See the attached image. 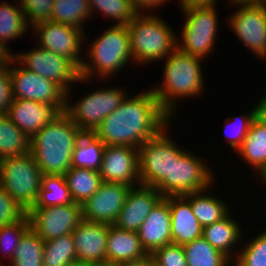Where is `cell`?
I'll return each instance as SVG.
<instances>
[{
	"label": "cell",
	"mask_w": 266,
	"mask_h": 266,
	"mask_svg": "<svg viewBox=\"0 0 266 266\" xmlns=\"http://www.w3.org/2000/svg\"><path fill=\"white\" fill-rule=\"evenodd\" d=\"M143 249L150 255L154 250L172 243L169 196L163 197L148 214L138 231Z\"/></svg>",
	"instance_id": "44dd1931"
},
{
	"label": "cell",
	"mask_w": 266,
	"mask_h": 266,
	"mask_svg": "<svg viewBox=\"0 0 266 266\" xmlns=\"http://www.w3.org/2000/svg\"><path fill=\"white\" fill-rule=\"evenodd\" d=\"M172 243L184 245L202 237L203 228L183 196H169Z\"/></svg>",
	"instance_id": "7402d4cb"
},
{
	"label": "cell",
	"mask_w": 266,
	"mask_h": 266,
	"mask_svg": "<svg viewBox=\"0 0 266 266\" xmlns=\"http://www.w3.org/2000/svg\"><path fill=\"white\" fill-rule=\"evenodd\" d=\"M61 113L54 105L27 99H12L7 111L12 122L31 138Z\"/></svg>",
	"instance_id": "ffe728a7"
},
{
	"label": "cell",
	"mask_w": 266,
	"mask_h": 266,
	"mask_svg": "<svg viewBox=\"0 0 266 266\" xmlns=\"http://www.w3.org/2000/svg\"><path fill=\"white\" fill-rule=\"evenodd\" d=\"M99 174L102 182L122 183L131 187L140 185L138 149L124 145H106Z\"/></svg>",
	"instance_id": "2e32d148"
},
{
	"label": "cell",
	"mask_w": 266,
	"mask_h": 266,
	"mask_svg": "<svg viewBox=\"0 0 266 266\" xmlns=\"http://www.w3.org/2000/svg\"><path fill=\"white\" fill-rule=\"evenodd\" d=\"M158 17L137 14L127 25L134 63L157 62L168 57L177 48L178 37H175L168 23Z\"/></svg>",
	"instance_id": "5b68a950"
},
{
	"label": "cell",
	"mask_w": 266,
	"mask_h": 266,
	"mask_svg": "<svg viewBox=\"0 0 266 266\" xmlns=\"http://www.w3.org/2000/svg\"><path fill=\"white\" fill-rule=\"evenodd\" d=\"M207 190L205 189L183 196L191 204L193 214L196 216L202 228L221 220L230 211L224 201L211 194L209 195Z\"/></svg>",
	"instance_id": "4316f807"
},
{
	"label": "cell",
	"mask_w": 266,
	"mask_h": 266,
	"mask_svg": "<svg viewBox=\"0 0 266 266\" xmlns=\"http://www.w3.org/2000/svg\"><path fill=\"white\" fill-rule=\"evenodd\" d=\"M171 118L162 110L152 90L125 97L106 116L93 134L104 145H124L139 149L146 140L168 127Z\"/></svg>",
	"instance_id": "6da1fadb"
},
{
	"label": "cell",
	"mask_w": 266,
	"mask_h": 266,
	"mask_svg": "<svg viewBox=\"0 0 266 266\" xmlns=\"http://www.w3.org/2000/svg\"><path fill=\"white\" fill-rule=\"evenodd\" d=\"M239 6L228 22L238 39L258 57L266 59V3L234 0Z\"/></svg>",
	"instance_id": "8fae6325"
},
{
	"label": "cell",
	"mask_w": 266,
	"mask_h": 266,
	"mask_svg": "<svg viewBox=\"0 0 266 266\" xmlns=\"http://www.w3.org/2000/svg\"><path fill=\"white\" fill-rule=\"evenodd\" d=\"M166 131L164 127L138 149L141 185L157 188L163 197L172 196L173 158H178L185 151L177 147Z\"/></svg>",
	"instance_id": "277c9868"
},
{
	"label": "cell",
	"mask_w": 266,
	"mask_h": 266,
	"mask_svg": "<svg viewBox=\"0 0 266 266\" xmlns=\"http://www.w3.org/2000/svg\"><path fill=\"white\" fill-rule=\"evenodd\" d=\"M30 228L31 225L28 215L14 223L0 227V249L4 252L1 254L3 255V258L4 256L7 258L9 256L10 261L12 260L15 254V249L17 248L23 235Z\"/></svg>",
	"instance_id": "8d00e7d4"
},
{
	"label": "cell",
	"mask_w": 266,
	"mask_h": 266,
	"mask_svg": "<svg viewBox=\"0 0 266 266\" xmlns=\"http://www.w3.org/2000/svg\"><path fill=\"white\" fill-rule=\"evenodd\" d=\"M44 247L45 242L30 228L15 249L11 266H43Z\"/></svg>",
	"instance_id": "836d02e7"
},
{
	"label": "cell",
	"mask_w": 266,
	"mask_h": 266,
	"mask_svg": "<svg viewBox=\"0 0 266 266\" xmlns=\"http://www.w3.org/2000/svg\"><path fill=\"white\" fill-rule=\"evenodd\" d=\"M71 198L82 204L89 199L102 183L99 171L71 167L64 174Z\"/></svg>",
	"instance_id": "83f0119b"
},
{
	"label": "cell",
	"mask_w": 266,
	"mask_h": 266,
	"mask_svg": "<svg viewBox=\"0 0 266 266\" xmlns=\"http://www.w3.org/2000/svg\"><path fill=\"white\" fill-rule=\"evenodd\" d=\"M122 88L95 90L70 106L66 98L65 113L84 133H93L125 98Z\"/></svg>",
	"instance_id": "30bf717a"
},
{
	"label": "cell",
	"mask_w": 266,
	"mask_h": 266,
	"mask_svg": "<svg viewBox=\"0 0 266 266\" xmlns=\"http://www.w3.org/2000/svg\"><path fill=\"white\" fill-rule=\"evenodd\" d=\"M12 102L9 64L0 67V114H7Z\"/></svg>",
	"instance_id": "7bdbcfd3"
},
{
	"label": "cell",
	"mask_w": 266,
	"mask_h": 266,
	"mask_svg": "<svg viewBox=\"0 0 266 266\" xmlns=\"http://www.w3.org/2000/svg\"><path fill=\"white\" fill-rule=\"evenodd\" d=\"M253 2H261V3H266V0H253Z\"/></svg>",
	"instance_id": "f907efd6"
},
{
	"label": "cell",
	"mask_w": 266,
	"mask_h": 266,
	"mask_svg": "<svg viewBox=\"0 0 266 266\" xmlns=\"http://www.w3.org/2000/svg\"><path fill=\"white\" fill-rule=\"evenodd\" d=\"M42 176L31 153L0 160V187L26 212L37 202Z\"/></svg>",
	"instance_id": "52a82bcc"
},
{
	"label": "cell",
	"mask_w": 266,
	"mask_h": 266,
	"mask_svg": "<svg viewBox=\"0 0 266 266\" xmlns=\"http://www.w3.org/2000/svg\"><path fill=\"white\" fill-rule=\"evenodd\" d=\"M89 47L87 57L90 58L92 64L84 61L80 69V77L85 82L93 75L94 77L100 76L102 79L111 77L113 73L123 69L122 67L127 65L128 61H133L130 34L128 27L124 25L115 24L110 27Z\"/></svg>",
	"instance_id": "8992f818"
},
{
	"label": "cell",
	"mask_w": 266,
	"mask_h": 266,
	"mask_svg": "<svg viewBox=\"0 0 266 266\" xmlns=\"http://www.w3.org/2000/svg\"><path fill=\"white\" fill-rule=\"evenodd\" d=\"M105 145L93 133H83L76 142L71 167L99 171Z\"/></svg>",
	"instance_id": "f1b7e54d"
},
{
	"label": "cell",
	"mask_w": 266,
	"mask_h": 266,
	"mask_svg": "<svg viewBox=\"0 0 266 266\" xmlns=\"http://www.w3.org/2000/svg\"><path fill=\"white\" fill-rule=\"evenodd\" d=\"M39 35L38 46L69 59L79 70L85 59L81 56L85 31L59 22H42L32 27ZM82 60V61H81Z\"/></svg>",
	"instance_id": "5bb4252c"
},
{
	"label": "cell",
	"mask_w": 266,
	"mask_h": 266,
	"mask_svg": "<svg viewBox=\"0 0 266 266\" xmlns=\"http://www.w3.org/2000/svg\"><path fill=\"white\" fill-rule=\"evenodd\" d=\"M262 99V110L266 113V95Z\"/></svg>",
	"instance_id": "c3c4849f"
},
{
	"label": "cell",
	"mask_w": 266,
	"mask_h": 266,
	"mask_svg": "<svg viewBox=\"0 0 266 266\" xmlns=\"http://www.w3.org/2000/svg\"><path fill=\"white\" fill-rule=\"evenodd\" d=\"M67 266H90V265L85 264V263H81V262H79V261H75V262H73V263H70V264L67 265Z\"/></svg>",
	"instance_id": "7dc6e473"
},
{
	"label": "cell",
	"mask_w": 266,
	"mask_h": 266,
	"mask_svg": "<svg viewBox=\"0 0 266 266\" xmlns=\"http://www.w3.org/2000/svg\"><path fill=\"white\" fill-rule=\"evenodd\" d=\"M91 16L88 0H54L51 21L84 29L86 19Z\"/></svg>",
	"instance_id": "1f68e13d"
},
{
	"label": "cell",
	"mask_w": 266,
	"mask_h": 266,
	"mask_svg": "<svg viewBox=\"0 0 266 266\" xmlns=\"http://www.w3.org/2000/svg\"><path fill=\"white\" fill-rule=\"evenodd\" d=\"M167 1L169 0H132V4L137 14H142L146 11L145 9L153 10L156 6L163 5Z\"/></svg>",
	"instance_id": "ee69618b"
},
{
	"label": "cell",
	"mask_w": 266,
	"mask_h": 266,
	"mask_svg": "<svg viewBox=\"0 0 266 266\" xmlns=\"http://www.w3.org/2000/svg\"><path fill=\"white\" fill-rule=\"evenodd\" d=\"M164 65L163 84L151 88L162 110L170 117L178 98L199 96L204 90V78L201 70L202 58L184 53L176 48ZM176 99V101L174 100ZM175 102V103H174Z\"/></svg>",
	"instance_id": "3957f363"
},
{
	"label": "cell",
	"mask_w": 266,
	"mask_h": 266,
	"mask_svg": "<svg viewBox=\"0 0 266 266\" xmlns=\"http://www.w3.org/2000/svg\"><path fill=\"white\" fill-rule=\"evenodd\" d=\"M216 7L182 8L185 15L182 42L177 39V48L187 54L199 58L213 51L217 35L218 16Z\"/></svg>",
	"instance_id": "ba28073f"
},
{
	"label": "cell",
	"mask_w": 266,
	"mask_h": 266,
	"mask_svg": "<svg viewBox=\"0 0 266 266\" xmlns=\"http://www.w3.org/2000/svg\"><path fill=\"white\" fill-rule=\"evenodd\" d=\"M187 266H229L230 258L203 237L183 245Z\"/></svg>",
	"instance_id": "f546056e"
},
{
	"label": "cell",
	"mask_w": 266,
	"mask_h": 266,
	"mask_svg": "<svg viewBox=\"0 0 266 266\" xmlns=\"http://www.w3.org/2000/svg\"><path fill=\"white\" fill-rule=\"evenodd\" d=\"M64 175H43L41 188L34 207H50L72 204Z\"/></svg>",
	"instance_id": "d6a6232c"
},
{
	"label": "cell",
	"mask_w": 266,
	"mask_h": 266,
	"mask_svg": "<svg viewBox=\"0 0 266 266\" xmlns=\"http://www.w3.org/2000/svg\"><path fill=\"white\" fill-rule=\"evenodd\" d=\"M199 158L189 151L173 158L172 196H184L212 187L214 174L210 172L204 160Z\"/></svg>",
	"instance_id": "e0dca14e"
},
{
	"label": "cell",
	"mask_w": 266,
	"mask_h": 266,
	"mask_svg": "<svg viewBox=\"0 0 266 266\" xmlns=\"http://www.w3.org/2000/svg\"><path fill=\"white\" fill-rule=\"evenodd\" d=\"M110 225L82 221L72 232L77 261L90 266L106 263V245Z\"/></svg>",
	"instance_id": "d6986e66"
},
{
	"label": "cell",
	"mask_w": 266,
	"mask_h": 266,
	"mask_svg": "<svg viewBox=\"0 0 266 266\" xmlns=\"http://www.w3.org/2000/svg\"><path fill=\"white\" fill-rule=\"evenodd\" d=\"M11 65V66H10ZM12 99H27L66 109V92L56 83L24 67L9 63Z\"/></svg>",
	"instance_id": "7c38bea8"
},
{
	"label": "cell",
	"mask_w": 266,
	"mask_h": 266,
	"mask_svg": "<svg viewBox=\"0 0 266 266\" xmlns=\"http://www.w3.org/2000/svg\"><path fill=\"white\" fill-rule=\"evenodd\" d=\"M259 101H258L257 106L254 107V109L251 112H249L247 114L235 116V117L230 116V117H227L225 119L224 122H225L226 125L224 127L226 129L229 127L228 124H229V119L230 118H231L230 124L232 123L231 125H235V126H233V128L230 127L234 131L232 129H230V128H228V130H226V132H228L229 129H230V131H229V132H231L230 135H228L225 132V139H227L226 141L229 142L231 148L237 150L243 144L244 139H245V137H246V135H247V133L249 131V128H250V125H251L252 121L262 111V99L260 98ZM241 116H242V118H241ZM238 117L241 119L240 121L237 120ZM236 120L239 121V122H237ZM227 125H228V127H227Z\"/></svg>",
	"instance_id": "74e56055"
},
{
	"label": "cell",
	"mask_w": 266,
	"mask_h": 266,
	"mask_svg": "<svg viewBox=\"0 0 266 266\" xmlns=\"http://www.w3.org/2000/svg\"><path fill=\"white\" fill-rule=\"evenodd\" d=\"M0 3V43L9 50L8 42L23 36L22 34L30 26L24 17V11L19 2L17 5L9 4L10 2Z\"/></svg>",
	"instance_id": "4dcf8cb0"
},
{
	"label": "cell",
	"mask_w": 266,
	"mask_h": 266,
	"mask_svg": "<svg viewBox=\"0 0 266 266\" xmlns=\"http://www.w3.org/2000/svg\"><path fill=\"white\" fill-rule=\"evenodd\" d=\"M18 2L29 26L33 27L39 23L51 21L54 0H19Z\"/></svg>",
	"instance_id": "ab89813d"
},
{
	"label": "cell",
	"mask_w": 266,
	"mask_h": 266,
	"mask_svg": "<svg viewBox=\"0 0 266 266\" xmlns=\"http://www.w3.org/2000/svg\"><path fill=\"white\" fill-rule=\"evenodd\" d=\"M148 256L143 249L138 232L127 231L110 225L106 245V263L123 264L144 259Z\"/></svg>",
	"instance_id": "603a6c76"
},
{
	"label": "cell",
	"mask_w": 266,
	"mask_h": 266,
	"mask_svg": "<svg viewBox=\"0 0 266 266\" xmlns=\"http://www.w3.org/2000/svg\"><path fill=\"white\" fill-rule=\"evenodd\" d=\"M218 0H179L181 8L215 7ZM231 0L230 2H232Z\"/></svg>",
	"instance_id": "f6af8a7d"
},
{
	"label": "cell",
	"mask_w": 266,
	"mask_h": 266,
	"mask_svg": "<svg viewBox=\"0 0 266 266\" xmlns=\"http://www.w3.org/2000/svg\"><path fill=\"white\" fill-rule=\"evenodd\" d=\"M27 215L31 228L44 242L72 234L83 221L81 204L75 202L61 206L32 207Z\"/></svg>",
	"instance_id": "4fadbf2b"
},
{
	"label": "cell",
	"mask_w": 266,
	"mask_h": 266,
	"mask_svg": "<svg viewBox=\"0 0 266 266\" xmlns=\"http://www.w3.org/2000/svg\"><path fill=\"white\" fill-rule=\"evenodd\" d=\"M31 142L7 114H0V160L31 153Z\"/></svg>",
	"instance_id": "484cf974"
},
{
	"label": "cell",
	"mask_w": 266,
	"mask_h": 266,
	"mask_svg": "<svg viewBox=\"0 0 266 266\" xmlns=\"http://www.w3.org/2000/svg\"><path fill=\"white\" fill-rule=\"evenodd\" d=\"M163 198L157 188L139 185L131 187L114 225L122 230L138 232L148 214Z\"/></svg>",
	"instance_id": "ac0fdd59"
},
{
	"label": "cell",
	"mask_w": 266,
	"mask_h": 266,
	"mask_svg": "<svg viewBox=\"0 0 266 266\" xmlns=\"http://www.w3.org/2000/svg\"><path fill=\"white\" fill-rule=\"evenodd\" d=\"M234 266H266V230L235 255Z\"/></svg>",
	"instance_id": "f35d334b"
},
{
	"label": "cell",
	"mask_w": 266,
	"mask_h": 266,
	"mask_svg": "<svg viewBox=\"0 0 266 266\" xmlns=\"http://www.w3.org/2000/svg\"><path fill=\"white\" fill-rule=\"evenodd\" d=\"M77 261L72 234L45 242L43 266H67Z\"/></svg>",
	"instance_id": "e575fe53"
},
{
	"label": "cell",
	"mask_w": 266,
	"mask_h": 266,
	"mask_svg": "<svg viewBox=\"0 0 266 266\" xmlns=\"http://www.w3.org/2000/svg\"><path fill=\"white\" fill-rule=\"evenodd\" d=\"M11 63H19L25 69L58 84L66 92V98L71 95V84L84 82L80 70L69 59L39 46L27 53L13 54Z\"/></svg>",
	"instance_id": "9c48e42d"
},
{
	"label": "cell",
	"mask_w": 266,
	"mask_h": 266,
	"mask_svg": "<svg viewBox=\"0 0 266 266\" xmlns=\"http://www.w3.org/2000/svg\"><path fill=\"white\" fill-rule=\"evenodd\" d=\"M121 265L122 266H155L154 261L150 255L146 256L144 259L123 263Z\"/></svg>",
	"instance_id": "bcb514c9"
},
{
	"label": "cell",
	"mask_w": 266,
	"mask_h": 266,
	"mask_svg": "<svg viewBox=\"0 0 266 266\" xmlns=\"http://www.w3.org/2000/svg\"><path fill=\"white\" fill-rule=\"evenodd\" d=\"M150 256L155 266H187L183 245L171 243L154 250Z\"/></svg>",
	"instance_id": "60d3db41"
},
{
	"label": "cell",
	"mask_w": 266,
	"mask_h": 266,
	"mask_svg": "<svg viewBox=\"0 0 266 266\" xmlns=\"http://www.w3.org/2000/svg\"><path fill=\"white\" fill-rule=\"evenodd\" d=\"M27 212L0 187V227L23 219Z\"/></svg>",
	"instance_id": "b9f144b4"
},
{
	"label": "cell",
	"mask_w": 266,
	"mask_h": 266,
	"mask_svg": "<svg viewBox=\"0 0 266 266\" xmlns=\"http://www.w3.org/2000/svg\"><path fill=\"white\" fill-rule=\"evenodd\" d=\"M93 266H122L121 264H110V263H102V264H97Z\"/></svg>",
	"instance_id": "681fc988"
},
{
	"label": "cell",
	"mask_w": 266,
	"mask_h": 266,
	"mask_svg": "<svg viewBox=\"0 0 266 266\" xmlns=\"http://www.w3.org/2000/svg\"><path fill=\"white\" fill-rule=\"evenodd\" d=\"M83 131L62 112L31 138V154L43 175H64Z\"/></svg>",
	"instance_id": "7a4b0ae2"
},
{
	"label": "cell",
	"mask_w": 266,
	"mask_h": 266,
	"mask_svg": "<svg viewBox=\"0 0 266 266\" xmlns=\"http://www.w3.org/2000/svg\"><path fill=\"white\" fill-rule=\"evenodd\" d=\"M130 188L122 183L102 182L97 192L81 204L83 220L114 225Z\"/></svg>",
	"instance_id": "9a60e30c"
},
{
	"label": "cell",
	"mask_w": 266,
	"mask_h": 266,
	"mask_svg": "<svg viewBox=\"0 0 266 266\" xmlns=\"http://www.w3.org/2000/svg\"><path fill=\"white\" fill-rule=\"evenodd\" d=\"M239 156L253 166L261 178L266 176V113L262 110L252 121L243 144L236 150Z\"/></svg>",
	"instance_id": "cb8c5ba5"
},
{
	"label": "cell",
	"mask_w": 266,
	"mask_h": 266,
	"mask_svg": "<svg viewBox=\"0 0 266 266\" xmlns=\"http://www.w3.org/2000/svg\"><path fill=\"white\" fill-rule=\"evenodd\" d=\"M92 13L96 10L101 11L107 17L115 19L116 25L127 26L137 15L132 0H88ZM93 11V12H92Z\"/></svg>",
	"instance_id": "d590c367"
},
{
	"label": "cell",
	"mask_w": 266,
	"mask_h": 266,
	"mask_svg": "<svg viewBox=\"0 0 266 266\" xmlns=\"http://www.w3.org/2000/svg\"><path fill=\"white\" fill-rule=\"evenodd\" d=\"M229 214L213 224L204 226L202 237L232 261V257L235 255V252L232 254V248L242 239V233L238 222Z\"/></svg>",
	"instance_id": "d4e9b609"
}]
</instances>
